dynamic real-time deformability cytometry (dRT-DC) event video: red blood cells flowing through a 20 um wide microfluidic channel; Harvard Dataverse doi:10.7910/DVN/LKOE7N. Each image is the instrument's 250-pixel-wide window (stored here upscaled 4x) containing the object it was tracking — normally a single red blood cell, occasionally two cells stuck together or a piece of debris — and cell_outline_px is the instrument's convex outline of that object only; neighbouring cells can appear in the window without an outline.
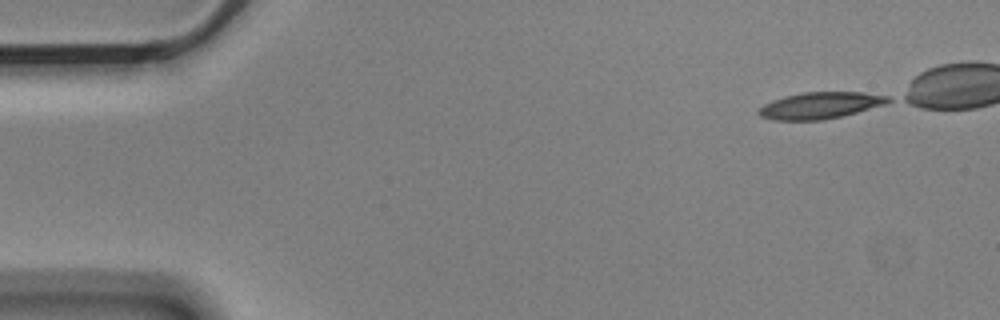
{"species": "Egyptian fruit bat (a non-hibernating species)", "species_latin": "Rousettus aegyptiacus", "temperature_condition": "cold", "stored_images_in_passage": 5, "camera_frame_rate_fps": 3000, "um_per_image_px": 0.085, "animal": {"sex": "male"}, "frame": {"image": 1, "passage_image": 1, "time_ms": 0.0, "image_size_px": [1000, 320], "cell_outline_px": [[892, 100], [884, 104], [856, 112], [824, 120], [772, 120], [760, 116], [756, 112], [764, 104], [772, 100], [784, 96], [804, 92], [864, 92], [888, 96]], "centroid_in_image_um": [69.68, 8.96], "position_along_channel_um": 15.3, "area_um2": 19.94}}